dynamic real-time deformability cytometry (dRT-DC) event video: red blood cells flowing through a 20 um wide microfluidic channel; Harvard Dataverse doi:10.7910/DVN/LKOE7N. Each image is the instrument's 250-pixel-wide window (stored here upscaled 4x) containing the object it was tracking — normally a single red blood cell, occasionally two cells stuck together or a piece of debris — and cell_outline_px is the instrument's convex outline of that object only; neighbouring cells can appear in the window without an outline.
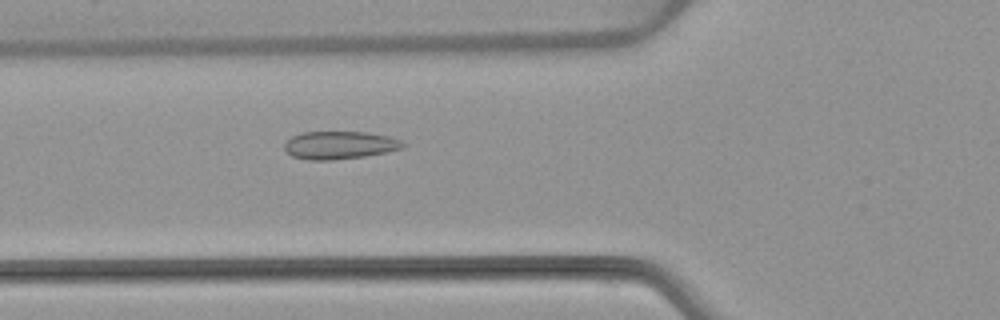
{"species": "common noctule bat (a hibernating species)", "species_latin": "Nyctalus noctula", "temperature_condition": "warm", "stored_images_in_passage": 54, "camera_frame_rate_fps": 3000, "um_per_image_px": 0.085, "animal": {"sex": "female", "body_mass_g": 22.7, "forearm_length_mm": 54.2}, "frame": {"image": 1, "passage_image": 20, "time_ms": 6.333, "image_size_px": [1000, 320], "cell_outline_px": [[408, 144], [404, 148], [388, 152], [364, 156], [332, 160], [308, 160], [292, 156], [284, 152], [284, 140], [300, 132], [368, 132], [388, 136], [400, 140]], "centroid_in_image_um": [28.85, 12.33], "position_along_channel_um": 97.0, "area_um2": 19.59}}
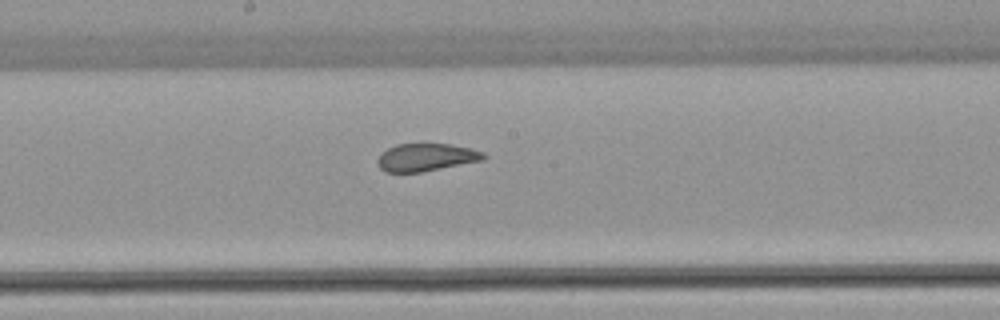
{"frame": {"image": 2, "passage_image": 29, "time_ms": 9.333, "image_size_px": [1000, 320], "cell_outline_px": [[488, 156], [484, 160], [420, 172], [384, 172], [380, 168], [376, 160], [380, 152], [396, 144], [452, 144], [472, 148], [484, 152]], "centroid_in_image_um": [36.22, 13.36], "position_along_channel_um": 212.0, "area_um2": 17.28}}
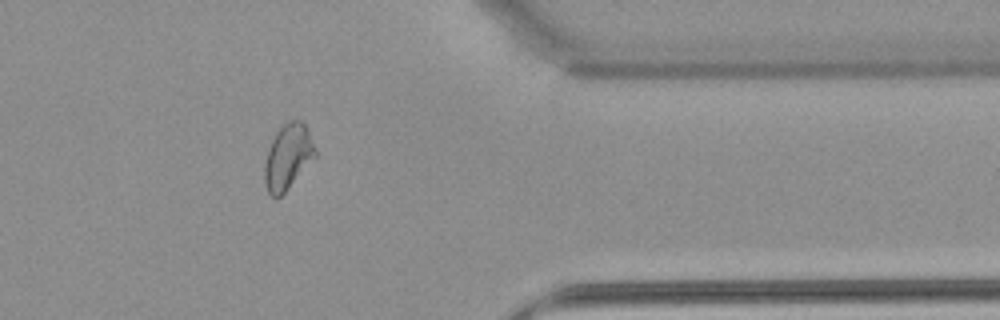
{"frame": {"image": 3, "passage_image": 44, "time_ms": 14.333, "image_size_px": [1000, 320], "cell_outline_px": [[316, 156], [284, 192], [276, 200], [268, 192], [264, 184], [264, 168], [268, 148], [276, 132], [288, 120], [300, 120], [304, 124], [316, 148]], "centroid_in_image_um": [24.45, 13.34], "position_along_channel_um": 387.0, "area_um2": 19.02}, "authors_computed_cell_mechanics": {"area_um2": 19.941, "velocity_mm_per_s": 3.8247, "shape_relaxation_time_tau1_ms": null, "shape_relaxation_time_tau2_ms": 0.8925, "deformation_change_tau1": null, "deformation_change_tau2": 0.0422}}